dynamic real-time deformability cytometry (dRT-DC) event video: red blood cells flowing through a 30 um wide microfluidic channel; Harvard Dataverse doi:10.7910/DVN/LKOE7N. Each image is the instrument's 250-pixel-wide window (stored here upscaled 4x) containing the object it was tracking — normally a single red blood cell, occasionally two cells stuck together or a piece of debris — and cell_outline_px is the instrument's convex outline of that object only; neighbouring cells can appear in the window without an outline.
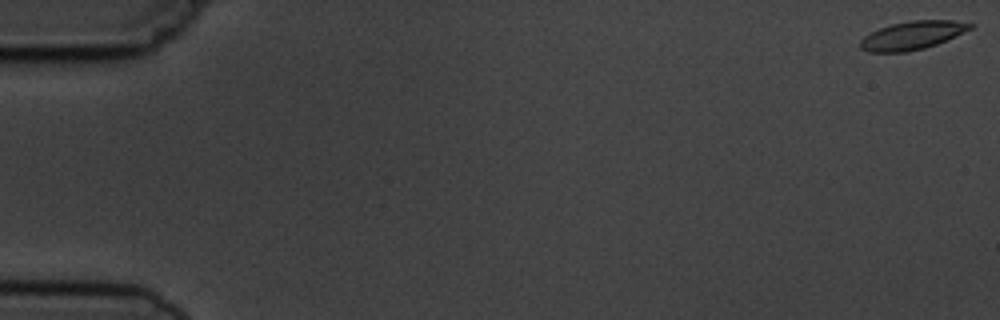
{"species": "common noctule bat (a hibernating species)", "species_latin": "Nyctalus noctula", "temperature_condition": "cold", "stored_images_in_passage": 4, "segment_of_instrument_passage": [2, 2], "camera_frame_rate_fps": 3000, "um_per_image_px": 0.085, "animal": {"sex": "male", "body_mass_g": 19.5, "forearm_length_mm": 54.6}, "frame": {"image": 1, "passage_image": 4, "time_ms": 4.667, "image_size_px": [1000, 320], "cell_outline_px": [[972, 28], [936, 44], [924, 48], [904, 52], [868, 52], [860, 48], [860, 40], [864, 36], [880, 28], [892, 24], [912, 20], [952, 20], [972, 24]], "centroid_in_image_um": [77.5, 3.01], "position_along_channel_um": 7.5, "area_um2": 17.8}}